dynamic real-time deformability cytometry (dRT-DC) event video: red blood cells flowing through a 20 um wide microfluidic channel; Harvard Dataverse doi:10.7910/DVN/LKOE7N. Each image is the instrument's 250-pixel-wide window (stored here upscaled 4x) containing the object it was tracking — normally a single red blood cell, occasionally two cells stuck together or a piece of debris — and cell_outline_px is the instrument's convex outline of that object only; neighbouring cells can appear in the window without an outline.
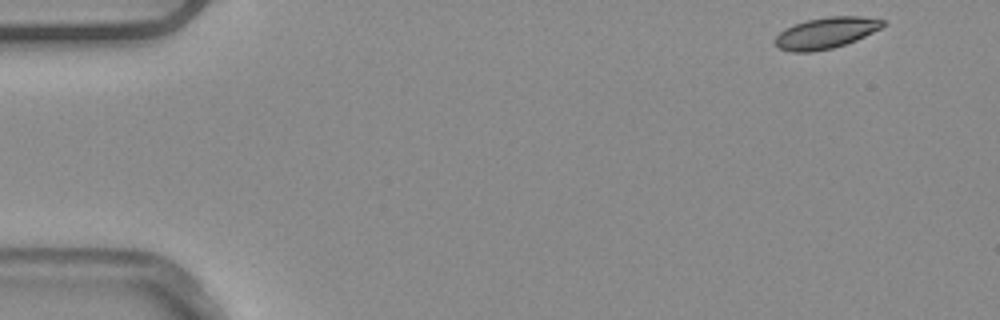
{"species": "common noctule bat (a hibernating species)", "species_latin": "Nyctalus noctula", "temperature_condition": "warm", "stored_images_in_passage": 4, "camera_frame_rate_fps": 3000, "um_per_image_px": 0.085, "animal": {"sex": "male", "body_mass_g": 20.4}, "frame": {"image": 1, "passage_image": 1, "time_ms": 0.0, "image_size_px": [1000, 320], "cell_outline_px": [[884, 24], [880, 28], [856, 40], [832, 48], [812, 52], [792, 52], [780, 48], [772, 40], [784, 28], [808, 20], [828, 16], [860, 16], [884, 20]], "centroid_in_image_um": [70.17, 2.8], "position_along_channel_um": 14.8, "area_um2": 19.36}}
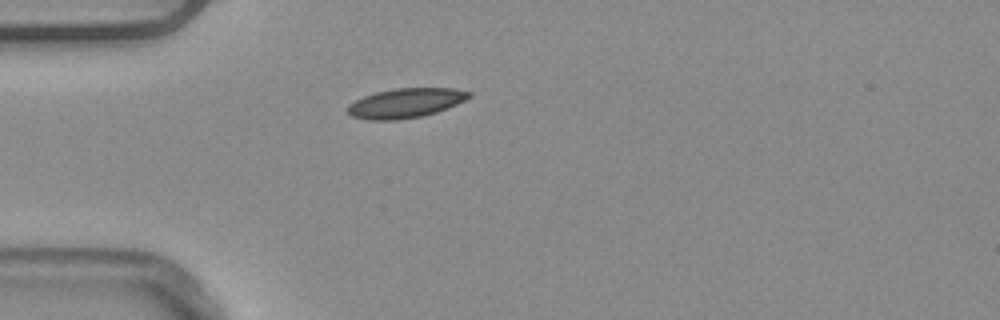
{"frame": {"image": 2, "passage_image": 4, "time_ms": 1.0, "image_size_px": [1000, 320], "cell_outline_px": [[472, 96], [448, 108], [436, 112], [420, 116], [396, 120], [368, 120], [352, 116], [348, 112], [348, 104], [364, 96], [376, 92], [396, 88], [452, 88], [472, 92]], "centroid_in_image_um": [34.48, 8.75], "position_along_channel_um": 50.5, "area_um2": 20.75}}